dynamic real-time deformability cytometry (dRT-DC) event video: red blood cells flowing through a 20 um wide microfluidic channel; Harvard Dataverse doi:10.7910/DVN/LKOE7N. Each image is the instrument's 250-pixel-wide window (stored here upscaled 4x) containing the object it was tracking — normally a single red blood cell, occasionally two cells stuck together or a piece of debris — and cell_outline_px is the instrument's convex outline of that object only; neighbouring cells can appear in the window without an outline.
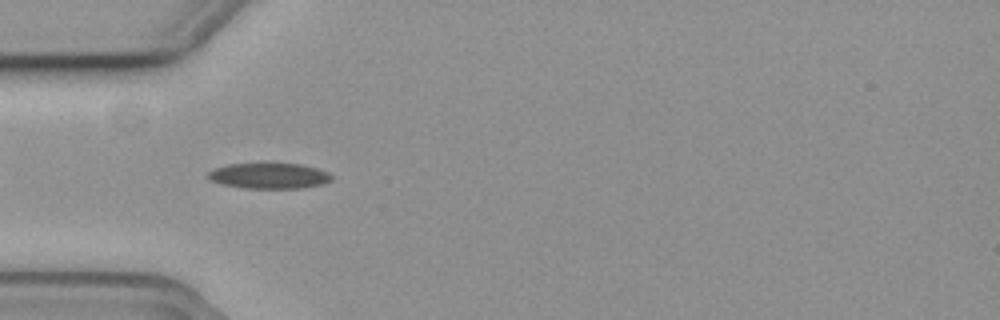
{"species": "common noctule bat (a hibernating species)", "species_latin": "Nyctalus noctula", "temperature_condition": "cold", "stored_images_in_passage": 42, "camera_frame_rate_fps": 3000, "um_per_image_px": 0.085, "animal": {"sex": "female", "body_mass_g": 19.3, "forearm_length_mm": 54.1}, "frame": {"image": 1, "passage_image": 3, "time_ms": 0.667, "image_size_px": [1000, 320], "cell_outline_px": [[332, 180], [324, 184], [304, 188], [244, 188], [220, 184], [208, 180], [208, 172], [216, 168], [228, 164], [264, 160], [304, 164], [328, 172], [332, 176]], "centroid_in_image_um": [22.87, 14.89], "position_along_channel_um": 62.1, "area_um2": 19.59}}
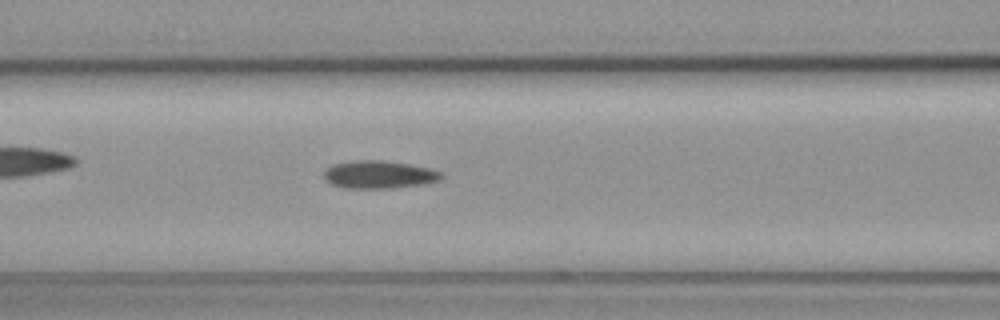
{"frame": {"image": 2, "passage_image": 9, "time_ms": 2.667, "image_size_px": [1000, 320], "cell_outline_px": [[444, 176], [440, 180], [424, 184], [392, 188], [344, 188], [332, 184], [324, 176], [324, 172], [332, 164], [356, 160], [384, 160], [408, 164], [428, 168], [440, 172]], "centroid_in_image_um": [32.23, 14.84], "position_along_channel_um": 134.4, "area_um2": 18.9}}
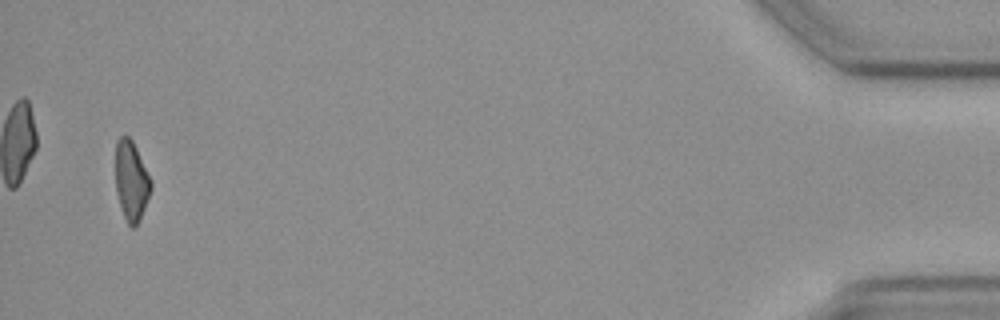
{"frame": {"image": 3, "passage_image": 40, "time_ms": 13.0, "image_size_px": [1000, 320], "cell_outline_px": [[152, 188], [144, 208], [136, 224], [132, 228], [128, 224], [124, 216], [120, 204], [116, 188], [116, 140], [120, 136], [128, 136], [132, 140], [152, 180]], "centroid_in_image_um": [11.17, 15.32], "position_along_channel_um": 424.0, "area_um2": 16.13}}